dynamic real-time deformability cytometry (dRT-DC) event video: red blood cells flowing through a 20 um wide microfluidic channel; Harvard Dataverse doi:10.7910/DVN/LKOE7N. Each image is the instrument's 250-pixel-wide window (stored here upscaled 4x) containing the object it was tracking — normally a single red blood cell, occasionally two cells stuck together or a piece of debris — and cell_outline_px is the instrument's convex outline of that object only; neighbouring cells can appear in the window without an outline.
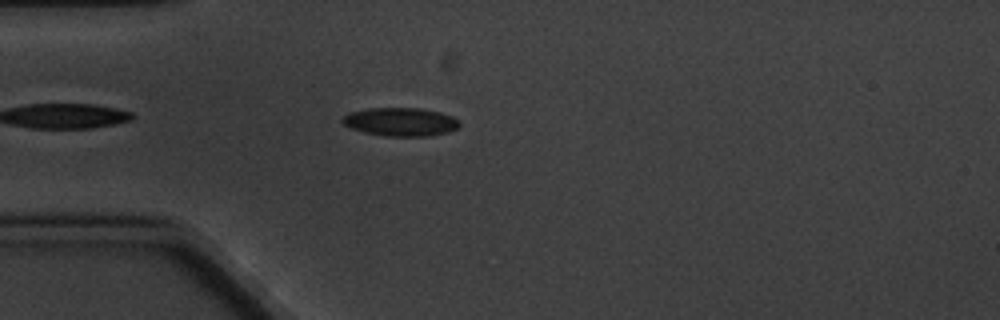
{"species": "common noctule bat (a hibernating species)", "species_latin": "Nyctalus noctula", "temperature_condition": "cold", "stored_images_in_passage": 9, "camera_frame_rate_fps": 3000, "um_per_image_px": 0.085, "animal": {"sex": "male", "body_mass_g": 20.1, "forearm_length_mm": 53.5}, "frame": {"image": 1, "passage_image": 4, "time_ms": 3.667, "image_size_px": [1000, 320], "cell_outline_px": [[460, 124], [456, 128], [448, 132], [428, 136], [384, 136], [364, 132], [352, 128], [344, 124], [340, 120], [348, 112], [368, 108], [416, 108], [440, 112], [452, 116]], "centroid_in_image_um": [34.01, 10.35], "position_along_channel_um": 51.0, "area_um2": 19.25}}